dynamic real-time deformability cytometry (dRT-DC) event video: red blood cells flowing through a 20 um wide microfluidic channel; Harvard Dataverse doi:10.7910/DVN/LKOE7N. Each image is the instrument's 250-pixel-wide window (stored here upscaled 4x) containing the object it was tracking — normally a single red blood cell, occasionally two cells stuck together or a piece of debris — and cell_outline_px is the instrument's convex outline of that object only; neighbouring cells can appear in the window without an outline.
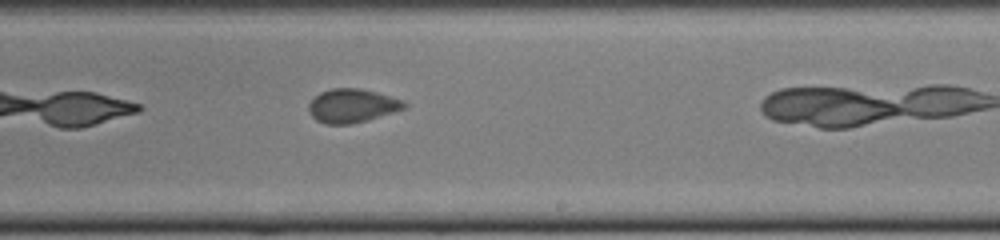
{"species": "common noctule bat (a hibernating species)", "species_latin": "Nyctalus noctula", "temperature_condition": "cold", "stored_images_in_passage": 25, "camera_frame_rate_fps": 3000, "um_per_image_px": 0.085, "animal": {"sex": "female", "body_mass_g": 22.0, "forearm_length_mm": 56.7}, "frame": {"image": 1, "passage_image": 15, "time_ms": 4.667, "image_size_px": [1000, 240], "cell_outline_px": [[408, 104], [404, 108], [368, 120], [352, 124], [324, 124], [316, 120], [312, 116], [308, 108], [308, 104], [320, 92], [332, 88], [360, 88], [376, 92], [400, 100]], "centroid_in_image_um": [29.89, 8.99], "position_along_channel_um": 259.1, "area_um2": 18.55}}